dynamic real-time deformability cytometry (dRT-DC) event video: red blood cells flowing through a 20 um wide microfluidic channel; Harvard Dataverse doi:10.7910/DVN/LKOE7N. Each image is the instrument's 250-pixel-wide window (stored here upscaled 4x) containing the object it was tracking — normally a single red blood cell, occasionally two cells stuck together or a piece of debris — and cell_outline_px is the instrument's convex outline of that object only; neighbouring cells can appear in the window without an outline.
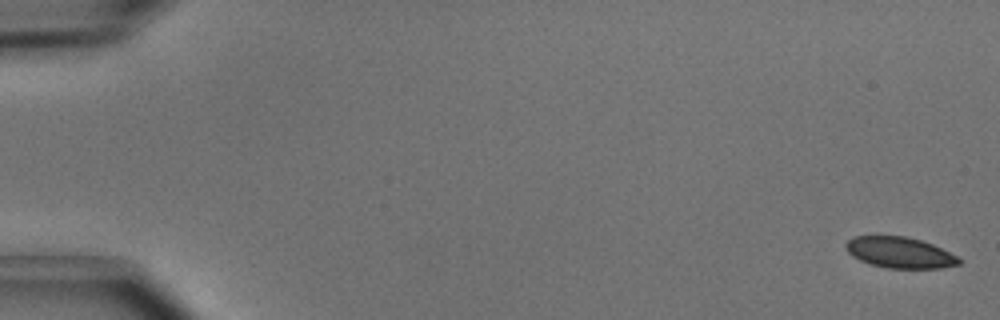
{"species": "common noctule bat (a hibernating species)", "species_latin": "Nyctalus noctula", "temperature_condition": "cold", "stored_images_in_passage": 5, "camera_frame_rate_fps": 3000, "um_per_image_px": 0.085, "animal": {"sex": "male", "body_mass_g": 15.6}, "frame": {"image": 1, "passage_image": 1, "time_ms": 0.0, "image_size_px": [1000, 320], "cell_outline_px": [[964, 260], [960, 264], [940, 268], [888, 268], [872, 264], [860, 260], [852, 256], [844, 248], [844, 244], [852, 236], [904, 236], [920, 240], [932, 244]], "centroid_in_image_um": [76.46, 21.46], "position_along_channel_um": 8.5, "area_um2": 20.35}}
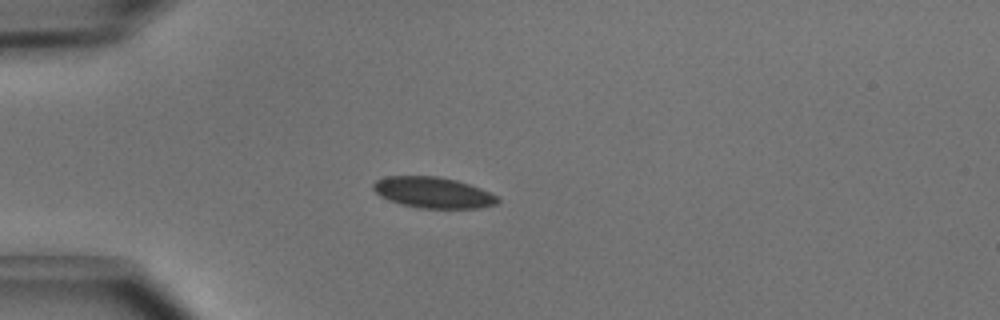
{"frame": {"image": 2, "passage_image": 4, "time_ms": 1.0, "image_size_px": [1000, 320], "cell_outline_px": [[500, 200], [496, 204], [480, 208], [420, 208], [388, 200], [380, 196], [372, 188], [372, 184], [376, 180], [384, 176], [436, 176], [456, 180], [480, 188], [496, 196]], "centroid_in_image_um": [36.78, 16.36], "position_along_channel_um": 48.2, "area_um2": 22.31}}